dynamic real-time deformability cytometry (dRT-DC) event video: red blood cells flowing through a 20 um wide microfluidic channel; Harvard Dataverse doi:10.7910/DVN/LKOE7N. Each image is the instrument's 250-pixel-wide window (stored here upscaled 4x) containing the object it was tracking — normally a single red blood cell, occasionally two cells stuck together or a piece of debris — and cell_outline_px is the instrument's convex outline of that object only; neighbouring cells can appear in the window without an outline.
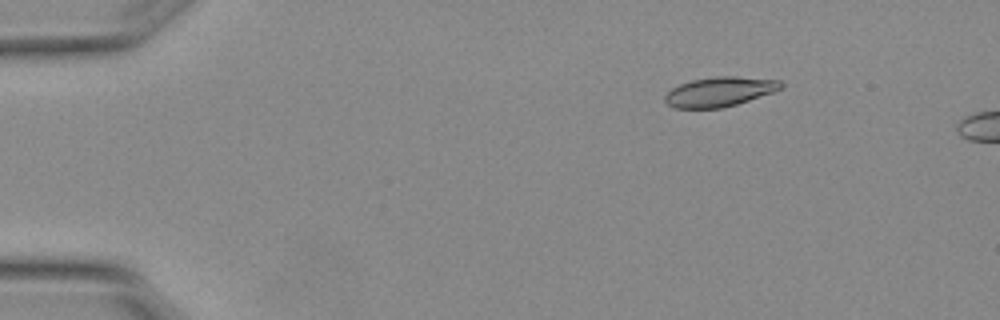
{"species": "Egyptian fruit bat (a non-hibernating species)", "species_latin": "Rousettus aegyptiacus", "temperature_condition": "warm", "stored_images_in_passage": 5, "camera_frame_rate_fps": 3000, "um_per_image_px": 0.085, "animal": {"sex": "female"}, "frame": {"image": 1, "passage_image": 1, "time_ms": 0.0, "image_size_px": [1000, 320], "cell_outline_px": [[784, 84], [780, 88], [772, 92], [724, 108], [676, 108], [668, 104], [664, 100], [664, 96], [672, 88], [680, 84], [692, 80], [716, 76], [736, 76], [780, 80]], "centroid_in_image_um": [61.15, 7.79], "position_along_channel_um": 23.9, "area_um2": 19.83}}